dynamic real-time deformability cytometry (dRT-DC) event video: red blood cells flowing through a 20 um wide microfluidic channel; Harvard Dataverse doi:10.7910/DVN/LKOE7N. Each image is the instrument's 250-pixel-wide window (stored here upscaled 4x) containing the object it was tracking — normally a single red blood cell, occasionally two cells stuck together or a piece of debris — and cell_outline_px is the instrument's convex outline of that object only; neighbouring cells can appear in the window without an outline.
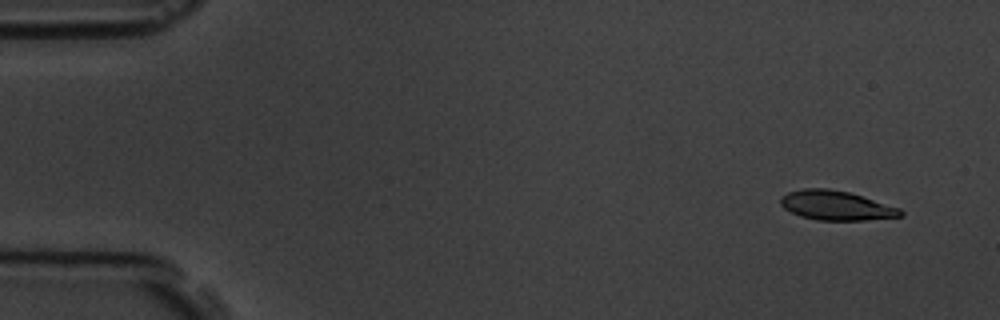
{"species": "common noctule bat (a hibernating species)", "species_latin": "Nyctalus noctula", "temperature_condition": "room temperature", "stored_images_in_passage": 8, "camera_frame_rate_fps": 3000, "um_per_image_px": 0.085, "animal": {"sex": "male", "body_mass_g": 19.5, "forearm_length_mm": 54.6}, "frame": {"image": 1, "passage_image": 2, "time_ms": 1.0, "image_size_px": [1000, 320], "cell_outline_px": [[904, 216], [864, 220], [816, 220], [800, 216], [784, 208], [780, 204], [780, 196], [788, 192], [804, 188], [828, 188], [848, 192], [900, 208], [904, 212]], "centroid_in_image_um": [71.05, 17.46], "position_along_channel_um": 13.9, "area_um2": 20.52}}
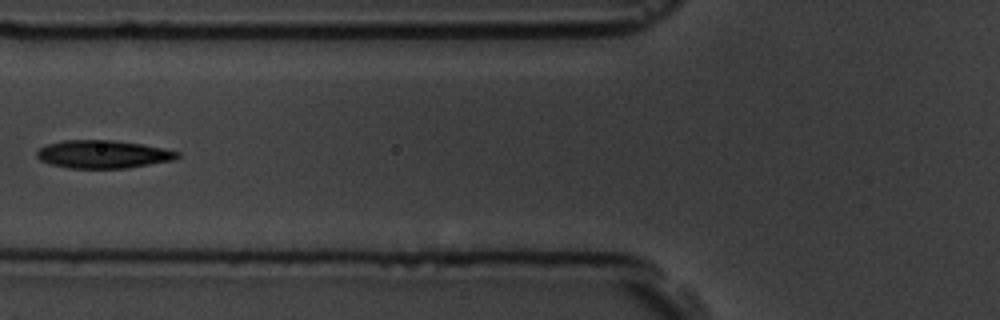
{"frame": {"image": 2, "passage_image": 7, "time_ms": 7.0, "image_size_px": [1000, 320], "cell_outline_px": [[180, 156], [172, 160], [128, 168], [68, 168], [52, 164], [40, 160], [36, 156], [36, 152], [40, 148], [48, 144], [64, 140], [112, 140], [140, 144], [164, 148], [180, 152]], "centroid_in_image_um": [8.76, 13.11], "position_along_channel_um": 117.0, "area_um2": 22.77}}
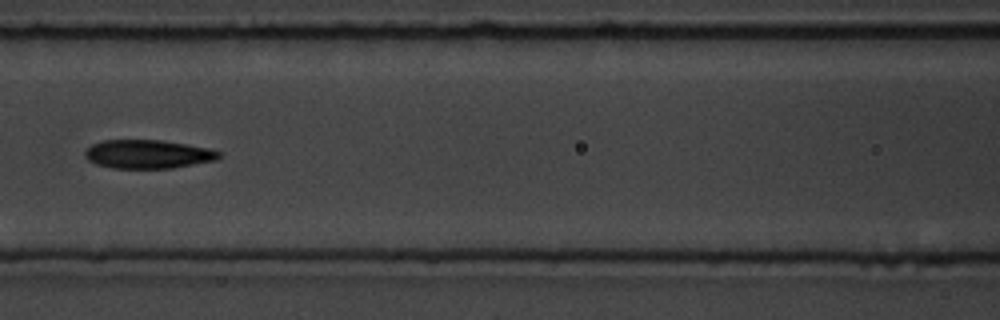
{"frame": {"image": 3, "passage_image": 8, "time_ms": 8.0, "image_size_px": [1000, 320], "cell_outline_px": [[220, 156], [216, 160], [172, 168], [112, 168], [96, 164], [88, 160], [84, 152], [92, 144], [104, 140], [160, 140], [188, 144], [208, 148], [220, 152]], "centroid_in_image_um": [12.57, 13.1], "position_along_channel_um": 154.0, "area_um2": 22.25}}